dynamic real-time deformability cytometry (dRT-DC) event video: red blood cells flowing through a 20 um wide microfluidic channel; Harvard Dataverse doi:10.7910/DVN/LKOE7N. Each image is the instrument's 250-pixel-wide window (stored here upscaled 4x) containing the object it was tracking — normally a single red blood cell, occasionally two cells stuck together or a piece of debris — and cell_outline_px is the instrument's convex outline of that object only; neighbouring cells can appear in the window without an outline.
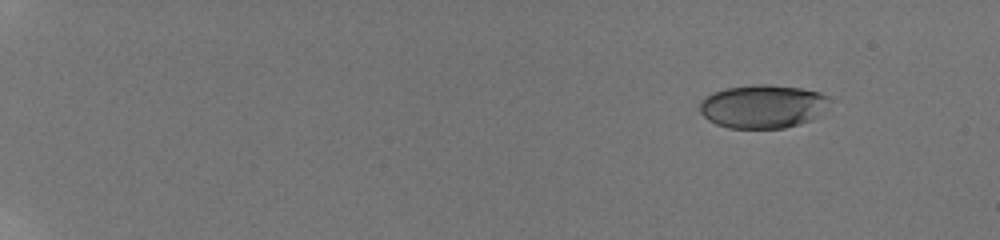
{"species": "human", "species_latin": "Homo sapiens", "temperature_condition": "room temperature", "stored_images_in_passage": 51, "camera_frame_rate_fps": 3000, "um_per_image_px": 0.085, "donor": {"sex": "male"}, "frame": {"image": 1, "passage_image": 1, "time_ms": 0.0, "image_size_px": [1000, 240], "cell_outline_px": [[828, 96], [812, 120], [800, 124], [784, 128], [728, 128], [716, 124], [708, 120], [700, 112], [700, 100], [712, 92], [724, 88], [752, 84], [768, 84], [800, 88], [820, 92]], "centroid_in_image_um": [64.72, 9.04], "position_along_channel_um": 20.3, "area_um2": 32.54}}
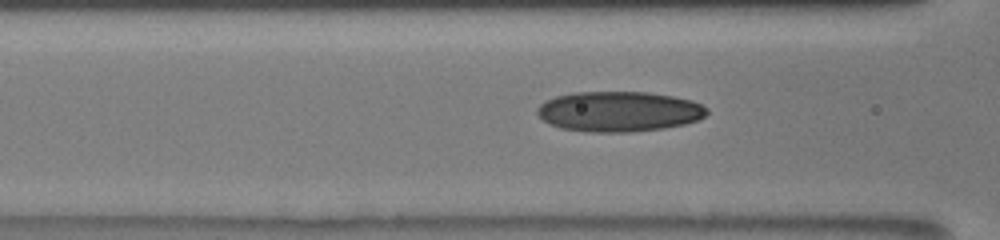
{"frame": {"image": 2, "passage_image": 22, "time_ms": 7.0, "image_size_px": [1000, 240], "cell_outline_px": [[708, 112], [704, 116], [696, 120], [684, 124], [664, 128], [628, 132], [588, 132], [560, 128], [544, 120], [536, 112], [536, 108], [540, 104], [556, 96], [572, 92], [648, 92], [672, 96], [692, 100], [708, 108]], "centroid_in_image_um": [52.6, 9.47], "position_along_channel_um": 114.0, "area_um2": 39.71}}
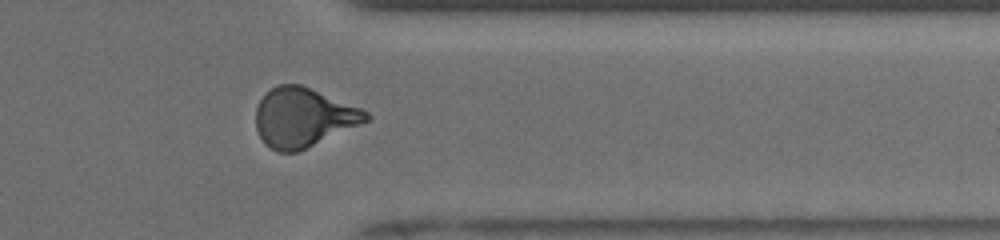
{"frame": {"image": 3, "passage_image": 43, "time_ms": 14.0, "image_size_px": [1000, 240], "cell_outline_px": [[372, 116], [368, 120], [360, 124], [300, 152], [276, 152], [264, 144], [256, 128], [256, 108], [260, 100], [272, 88], [280, 84], [300, 84], [360, 108], [368, 112]], "centroid_in_image_um": [25.76, 10.01], "position_along_channel_um": 385.6, "area_um2": 37.8}, "authors_computed_cell_mechanics": {"area_um2": 36.992, "velocity_mm_per_s": 3.8956, "shape_relaxation_time_tau1_ms": null, "shape_relaxation_time_tau2_ms": 1.1725, "deformation_change_tau1": null, "deformation_change_tau2": 0.0735}}